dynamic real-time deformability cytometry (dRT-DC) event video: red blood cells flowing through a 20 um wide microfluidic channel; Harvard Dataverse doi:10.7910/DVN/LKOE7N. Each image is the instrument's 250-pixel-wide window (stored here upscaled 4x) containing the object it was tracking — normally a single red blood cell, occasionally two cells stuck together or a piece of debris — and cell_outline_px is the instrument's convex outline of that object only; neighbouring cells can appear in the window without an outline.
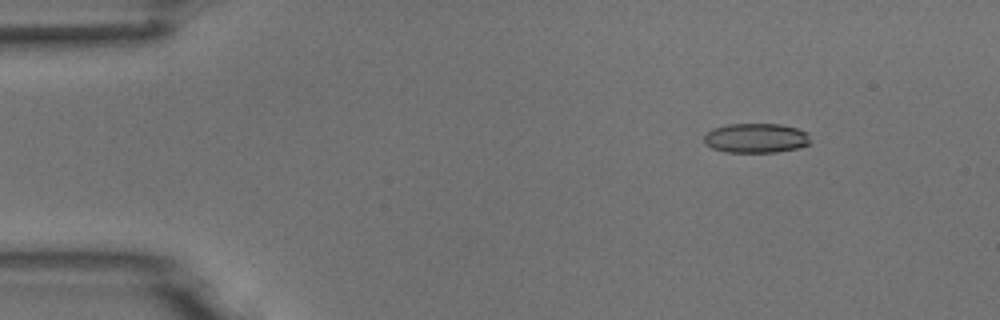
{"species": "common noctule bat (a hibernating species)", "species_latin": "Nyctalus noctula", "temperature_condition": "room temperature", "stored_images_in_passage": 4, "camera_frame_rate_fps": 3000, "um_per_image_px": 0.085, "animal": {"sex": "male", "body_mass_g": 18.8}, "frame": {"image": 1, "passage_image": 2, "time_ms": 1.0, "image_size_px": [1000, 320], "cell_outline_px": [[808, 144], [796, 148], [776, 152], [724, 152], [712, 148], [704, 144], [704, 136], [712, 128], [728, 124], [780, 124], [796, 128], [808, 132]], "centroid_in_image_um": [64.21, 11.73], "position_along_channel_um": 20.8, "area_um2": 18.26}}
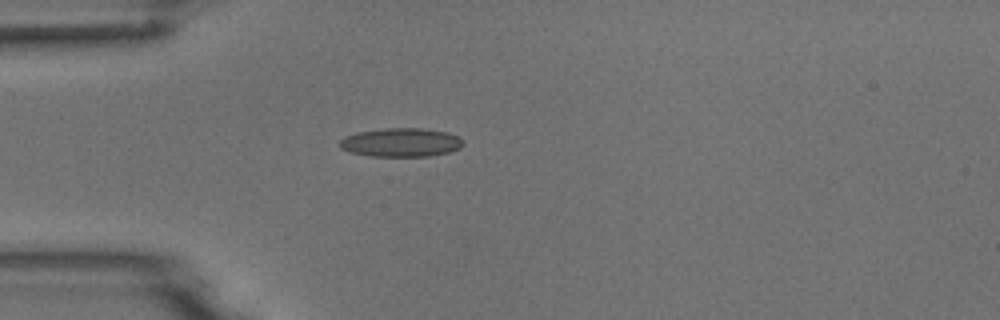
{"frame": {"image": 2, "passage_image": 4, "time_ms": 3.667, "image_size_px": [1000, 320], "cell_outline_px": [[464, 144], [460, 148], [448, 152], [428, 156], [368, 156], [348, 152], [340, 148], [340, 140], [344, 136], [356, 132], [384, 128], [424, 128], [448, 132], [456, 136]], "centroid_in_image_um": [34.03, 12.1], "position_along_channel_um": 51.0, "area_um2": 20.75}}